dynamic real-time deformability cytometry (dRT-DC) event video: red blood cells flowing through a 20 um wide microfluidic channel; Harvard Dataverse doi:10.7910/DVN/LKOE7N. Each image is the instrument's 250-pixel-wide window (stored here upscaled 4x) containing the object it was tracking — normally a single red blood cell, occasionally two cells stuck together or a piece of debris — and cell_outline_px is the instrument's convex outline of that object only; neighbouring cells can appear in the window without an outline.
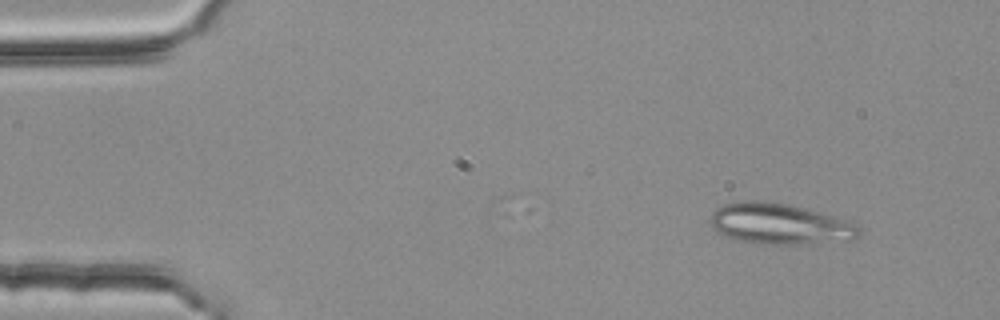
{"species": "common noctule bat (a hibernating species)", "species_latin": "Nyctalus noctula", "temperature_condition": "room temperature", "stored_images_in_passage": 5, "camera_frame_rate_fps": 3000, "um_per_image_px": 0.085, "animal": {"sex": "female", "body_mass_g": 25.1}, "frame": {"image": 1, "passage_image": 2, "time_ms": 0.333, "image_size_px": [1000, 320], "cell_outline_px": [[860, 232], [856, 236], [792, 244], [764, 244], [736, 240], [724, 236], [712, 228], [712, 212], [716, 208], [724, 204], [744, 200], [760, 200], [788, 204], [832, 216], [860, 224]], "centroid_in_image_um": [66.15, 19.0], "position_along_channel_um": 18.9, "area_um2": 34.39}}